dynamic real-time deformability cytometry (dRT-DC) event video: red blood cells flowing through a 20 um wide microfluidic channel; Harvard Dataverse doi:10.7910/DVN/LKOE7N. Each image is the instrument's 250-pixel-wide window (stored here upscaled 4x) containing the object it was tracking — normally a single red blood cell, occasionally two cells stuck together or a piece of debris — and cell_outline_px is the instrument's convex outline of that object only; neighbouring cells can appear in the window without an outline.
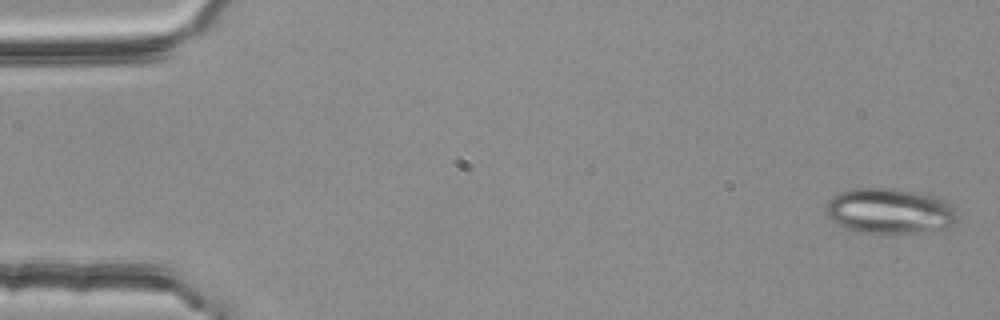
{"species": "common noctule bat (a hibernating species)", "species_latin": "Nyctalus noctula", "temperature_condition": "room temperature", "stored_images_in_passage": 4, "camera_frame_rate_fps": 3000, "um_per_image_px": 0.085, "animal": {"sex": "female", "body_mass_g": 25.1}, "frame": {"image": 1, "passage_image": 1, "time_ms": 0.0, "image_size_px": [1000, 320], "cell_outline_px": [[956, 220], [948, 228], [916, 232], [856, 232], [836, 224], [824, 212], [824, 208], [828, 200], [832, 196], [840, 192], [856, 188], [892, 188], [936, 196], [948, 200], [956, 208]], "centroid_in_image_um": [75.61, 17.92], "position_along_channel_um": 9.4, "area_um2": 34.85}}